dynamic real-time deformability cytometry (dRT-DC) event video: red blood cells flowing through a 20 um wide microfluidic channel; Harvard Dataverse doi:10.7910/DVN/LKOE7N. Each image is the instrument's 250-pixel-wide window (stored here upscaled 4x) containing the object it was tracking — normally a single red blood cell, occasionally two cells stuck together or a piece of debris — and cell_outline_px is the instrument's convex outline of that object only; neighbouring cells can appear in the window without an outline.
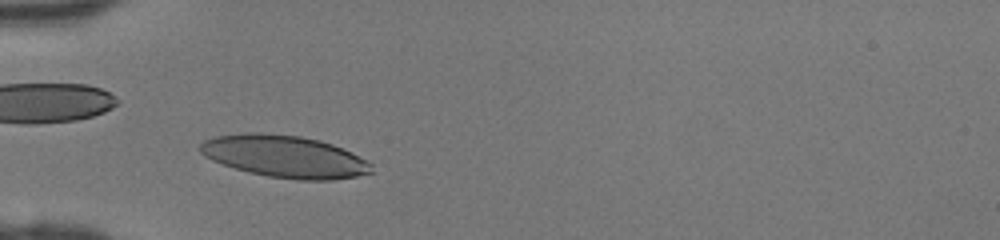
{"species": "human", "species_latin": "Homo sapiens", "temperature_condition": "room temperature", "stored_images_in_passage": 30, "camera_frame_rate_fps": 3000, "um_per_image_px": 0.085, "donor": {"sex": "female"}, "frame": {"image": 1, "passage_image": 5, "time_ms": 1.333, "image_size_px": [1000, 240], "cell_outline_px": [[376, 172], [356, 176], [332, 180], [296, 180], [268, 176], [248, 172], [212, 160], [204, 156], [200, 152], [200, 144], [204, 140], [216, 136], [244, 132], [260, 132], [300, 136], [320, 140], [332, 144], [368, 160], [372, 164]], "centroid_in_image_um": [24.22, 13.3], "position_along_channel_um": 60.8, "area_um2": 42.25}}
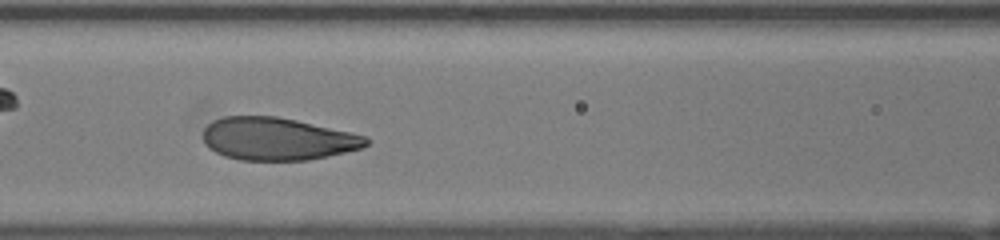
{"frame": {"image": 2, "passage_image": 11, "time_ms": 3.333, "image_size_px": [1000, 240], "cell_outline_px": [[368, 144], [364, 148], [328, 156], [308, 160], [240, 160], [224, 156], [208, 148], [204, 144], [204, 128], [212, 120], [224, 116], [276, 116], [296, 120], [352, 132], [368, 136]], "centroid_in_image_um": [23.59, 11.8], "position_along_channel_um": 143.0, "area_um2": 40.75}}
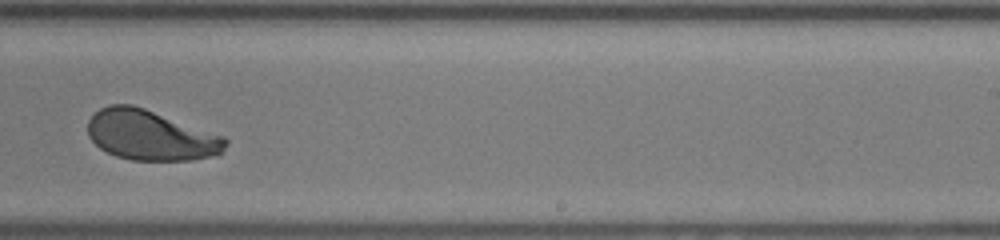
{"frame": {"image": 3, "passage_image": 20, "time_ms": 6.333, "image_size_px": [1000, 240], "cell_outline_px": [[228, 144], [220, 152], [208, 156], [192, 160], [132, 160], [116, 156], [100, 148], [88, 136], [88, 120], [100, 108], [108, 104], [132, 104], [144, 108], [224, 136], [228, 140]], "centroid_in_image_um": [12.77, 11.49], "position_along_channel_um": 276.2, "area_um2": 39.94}}